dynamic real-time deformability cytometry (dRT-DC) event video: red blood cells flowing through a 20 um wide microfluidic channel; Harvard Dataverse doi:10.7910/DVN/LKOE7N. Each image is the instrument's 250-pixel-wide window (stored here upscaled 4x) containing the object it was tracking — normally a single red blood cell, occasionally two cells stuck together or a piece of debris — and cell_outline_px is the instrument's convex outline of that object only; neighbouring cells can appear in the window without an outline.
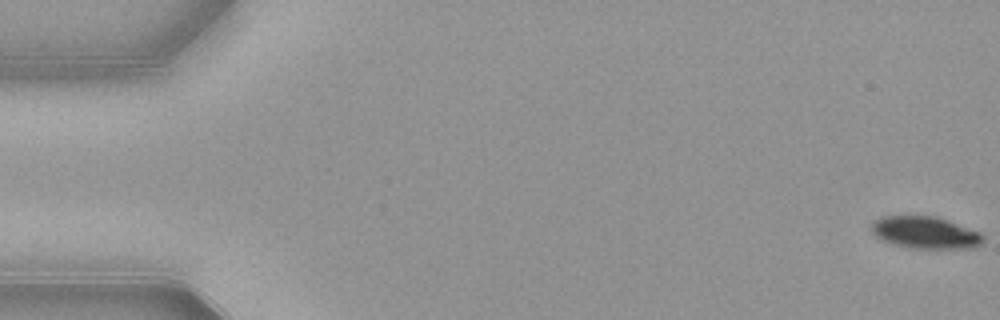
{"species": "common noctule bat (a hibernating species)", "species_latin": "Nyctalus noctula", "temperature_condition": "warm", "stored_images_in_passage": 55, "camera_frame_rate_fps": 3000, "um_per_image_px": 0.085, "animal": {"sex": "female", "body_mass_g": 21.9}, "frame": {"image": 1, "passage_image": 1, "time_ms": 0.0, "image_size_px": [1000, 320], "cell_outline_px": [[984, 240], [980, 244], [972, 248], [908, 248], [884, 240], [876, 236], [872, 232], [872, 224], [880, 216], [936, 216], [948, 220], [980, 232], [984, 236]], "centroid_in_image_um": [78.68, 19.76], "position_along_channel_um": 6.3, "area_um2": 20.69}}
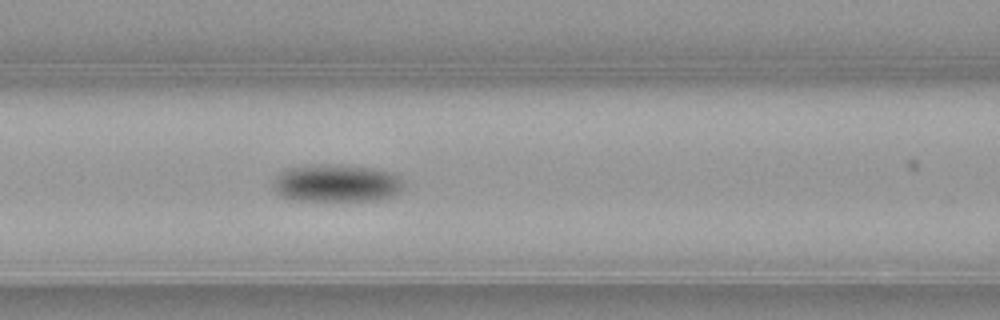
{"frame": {"image": 2, "passage_image": 23, "time_ms": 7.333, "image_size_px": [1000, 320], "cell_outline_px": [[404, 188], [396, 196], [380, 200], [292, 200], [280, 196], [276, 192], [276, 180], [280, 172], [288, 168], [316, 164], [340, 164], [368, 168], [384, 172], [396, 176], [404, 184]], "centroid_in_image_um": [28.62, 15.58], "position_along_channel_um": 138.0, "area_um2": 28.26}}
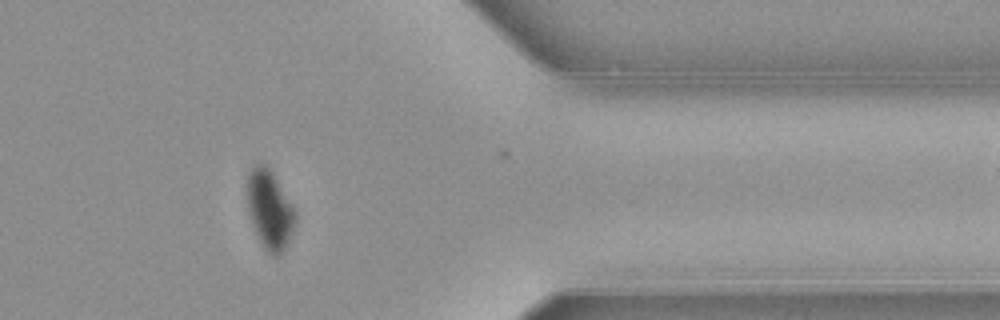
{"frame": {"image": 3, "passage_image": 44, "time_ms": 14.333, "image_size_px": [1000, 320], "cell_outline_px": [[296, 224], [280, 256], [272, 256], [264, 248], [252, 224], [248, 212], [248, 172], [260, 160], [268, 164], [272, 168], [292, 204], [296, 212]], "centroid_in_image_um": [22.94, 17.75], "position_along_channel_um": 388.5, "area_um2": 22.43}, "authors_computed_cell_mechanics": {"area_um2": 25.0274, "velocity_mm_per_s": 3.8692, "shape_relaxation_time_tau1_ms": 1.8066, "shape_relaxation_time_tau2_ms": 7.0497, "deformation_change_tau1": 0.145, "deformation_change_tau2": 0.0487}}